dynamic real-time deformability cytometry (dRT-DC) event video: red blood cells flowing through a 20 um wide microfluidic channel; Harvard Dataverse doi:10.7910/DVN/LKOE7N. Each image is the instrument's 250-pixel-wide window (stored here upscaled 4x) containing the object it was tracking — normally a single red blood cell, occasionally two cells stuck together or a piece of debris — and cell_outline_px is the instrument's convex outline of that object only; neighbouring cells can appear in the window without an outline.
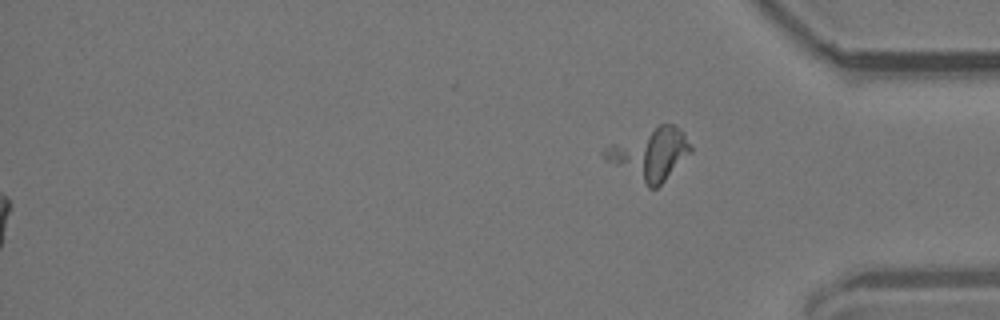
{"species": "common noctule bat (a hibernating species)", "species_latin": "Nyctalus noctula", "temperature_condition": "room temperature", "stored_images_in_passage": 45, "segment_of_instrument_passage": [2, 2], "camera_frame_rate_fps": 3000, "um_per_image_px": 0.085, "animal": {"sex": "male", "body_mass_g": 19.2, "forearm_length_mm": 51.8}, "frame": {"image": 1, "passage_image": 45, "time_ms": 14.667, "image_size_px": [1000, 320], "cell_outline_px": [[692, 152], [656, 188], [648, 188], [604, 160], [600, 152], [608, 144], [660, 124], [672, 124], [680, 128], [684, 132], [692, 148]], "centroid_in_image_um": [55.2, 13.08], "position_along_channel_um": 380.0, "area_um2": 26.13}}